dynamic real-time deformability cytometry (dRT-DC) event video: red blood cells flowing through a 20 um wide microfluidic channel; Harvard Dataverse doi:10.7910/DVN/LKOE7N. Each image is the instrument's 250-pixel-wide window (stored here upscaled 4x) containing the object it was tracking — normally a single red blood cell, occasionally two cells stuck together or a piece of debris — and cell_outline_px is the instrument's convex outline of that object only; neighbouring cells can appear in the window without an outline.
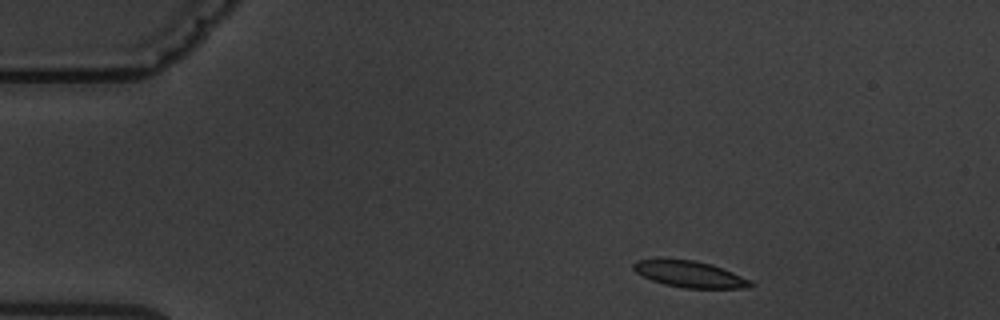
{"species": "common noctule bat (a hibernating species)", "species_latin": "Nyctalus noctula", "temperature_condition": "warm", "stored_images_in_passage": 13, "camera_frame_rate_fps": 3000, "um_per_image_px": 0.085, "animal": {"sex": "male", "body_mass_g": 19.5, "forearm_length_mm": 54.6}, "frame": {"image": 1, "passage_image": 1, "time_ms": 0.0, "image_size_px": [1000, 320], "cell_outline_px": [[756, 284], [752, 288], [684, 288], [664, 284], [652, 280], [636, 272], [632, 268], [632, 264], [636, 260], [696, 260], [712, 264], [752, 280]], "centroid_in_image_um": [58.7, 23.32], "position_along_channel_um": 26.3, "area_um2": 17.92}}
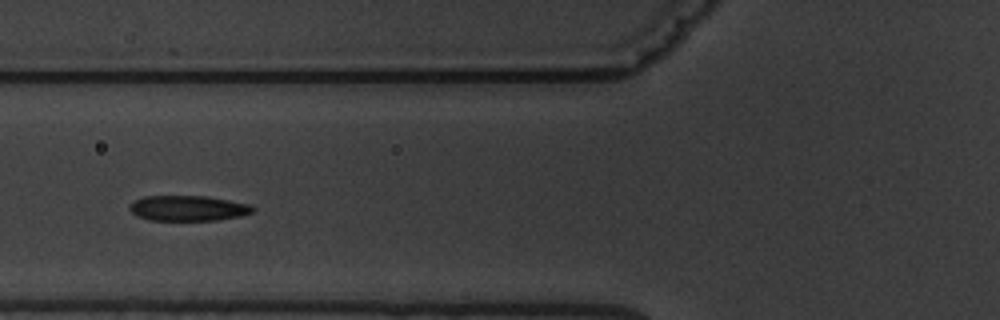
{"frame": {"image": 2, "passage_image": 4, "time_ms": 4.333, "image_size_px": [1000, 320], "cell_outline_px": [[256, 208], [252, 212], [240, 216], [216, 220], [148, 220], [136, 216], [128, 208], [128, 204], [132, 200], [144, 196], [208, 196], [252, 204]], "centroid_in_image_um": [15.96, 17.69], "position_along_channel_um": 109.8, "area_um2": 18.5}}
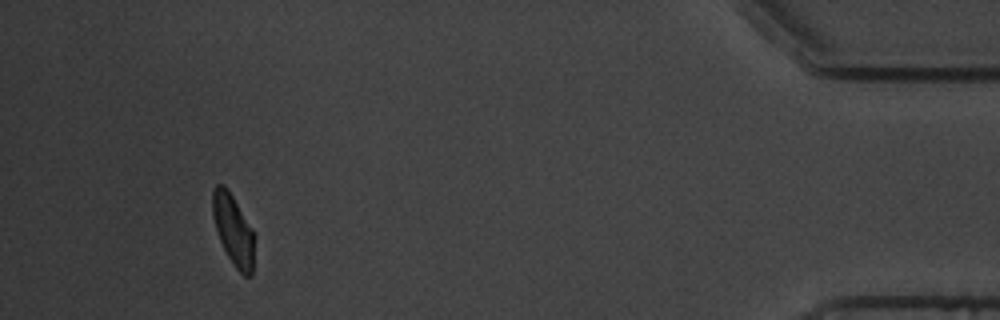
{"frame": {"image": 3, "passage_image": 12, "time_ms": 14.667, "image_size_px": [1000, 320], "cell_outline_px": [[256, 236], [252, 276], [244, 276], [232, 264], [220, 240], [212, 216], [212, 192], [216, 184], [224, 184], [232, 196], [252, 228]], "centroid_in_image_um": [19.85, 19.57], "position_along_channel_um": 415.3, "area_um2": 17.4}, "authors_computed_cell_mechanics": {"area_um2": 18.3226, "velocity_mm_per_s": 3.5777, "shape_relaxation_time_tau1_ms": 9.4483, "shape_relaxation_time_tau2_ms": 2.9475, "deformation_change_tau1": 0.2054, "deformation_change_tau2": 0.0913}}